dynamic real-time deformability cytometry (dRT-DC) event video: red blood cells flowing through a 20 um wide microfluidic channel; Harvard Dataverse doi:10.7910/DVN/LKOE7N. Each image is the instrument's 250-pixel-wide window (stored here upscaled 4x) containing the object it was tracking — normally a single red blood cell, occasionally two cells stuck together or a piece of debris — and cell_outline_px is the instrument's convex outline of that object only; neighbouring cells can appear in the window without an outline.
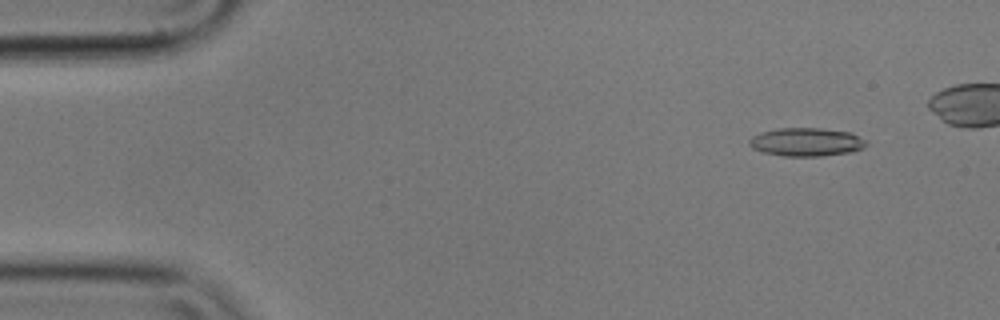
{"species": "common noctule bat (a hibernating species)", "species_latin": "Nyctalus noctula", "temperature_condition": "cold", "stored_images_in_passage": 6, "camera_frame_rate_fps": 3000, "um_per_image_px": 0.085, "animal": {"sex": "male", "body_mass_g": 17.9}, "frame": {"image": 1, "passage_image": 2, "time_ms": 0.333, "image_size_px": [1000, 320], "cell_outline_px": [[868, 144], [852, 152], [820, 156], [784, 156], [764, 152], [752, 148], [748, 144], [748, 140], [752, 136], [760, 132], [780, 128], [820, 128], [852, 132], [864, 140]], "centroid_in_image_um": [68.51, 12.06], "position_along_channel_um": 16.5, "area_um2": 19.31}}